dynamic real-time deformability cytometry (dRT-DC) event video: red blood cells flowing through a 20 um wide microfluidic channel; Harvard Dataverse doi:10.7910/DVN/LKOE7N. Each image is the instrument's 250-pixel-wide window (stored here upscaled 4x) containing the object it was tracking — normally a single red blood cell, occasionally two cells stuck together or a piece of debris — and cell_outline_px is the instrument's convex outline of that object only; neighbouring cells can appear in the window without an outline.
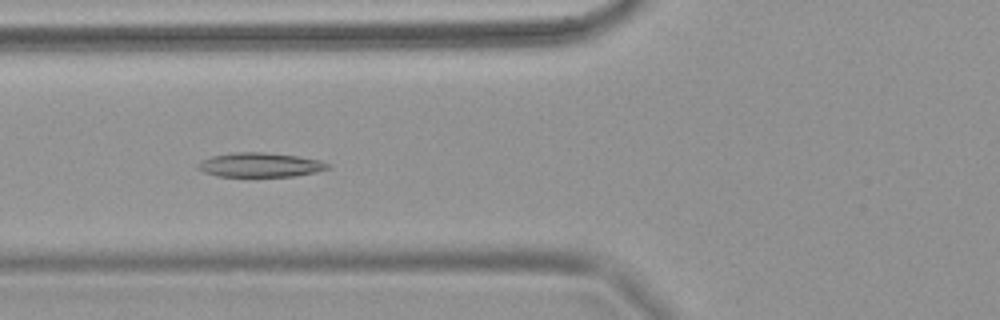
{"species": "common noctule bat (a hibernating species)", "species_latin": "Nyctalus noctula", "temperature_condition": "warm", "stored_images_in_passage": 32, "camera_frame_rate_fps": 3000, "um_per_image_px": 0.085, "animal": {"sex": "female", "body_mass_g": 18.4}, "frame": {"image": 1, "passage_image": 25, "time_ms": 8.0, "image_size_px": [1000, 320], "cell_outline_px": [[332, 164], [328, 168], [316, 172], [292, 176], [216, 176], [204, 172], [196, 168], [196, 164], [200, 160], [212, 156], [232, 152], [264, 152], [296, 156], [320, 160]], "centroid_in_image_um": [22.07, 14.01], "position_along_channel_um": 103.7, "area_um2": 18.44}}
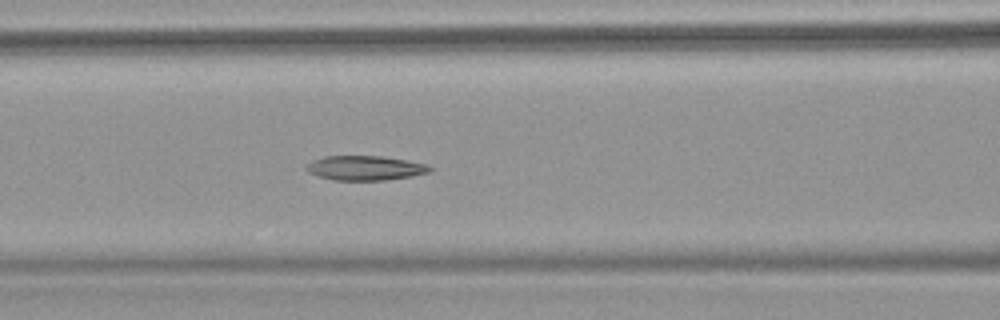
{"frame": {"image": 2, "passage_image": 28, "time_ms": 9.0, "image_size_px": [1000, 320], "cell_outline_px": [[432, 168], [428, 172], [412, 176], [384, 180], [332, 180], [308, 172], [304, 168], [312, 160], [324, 156], [380, 156], [428, 164]], "centroid_in_image_um": [31.01, 14.28], "position_along_channel_um": 135.6, "area_um2": 17.51}}
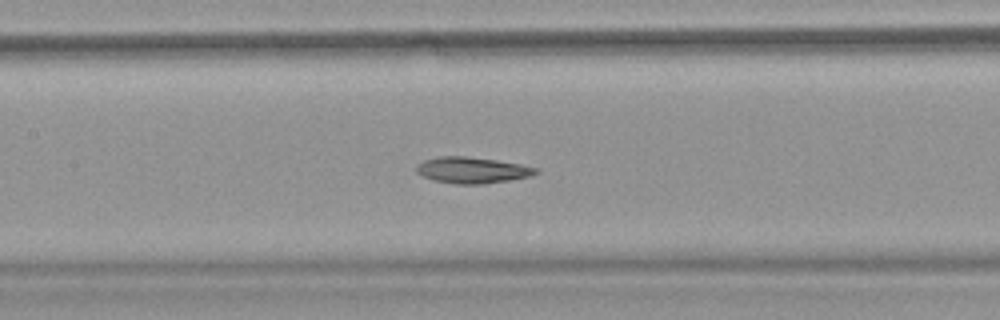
{"frame": {"image": 3, "passage_image": 31, "time_ms": 10.0, "image_size_px": [1000, 320], "cell_outline_px": [[540, 172], [532, 176], [484, 184], [456, 184], [432, 180], [416, 172], [416, 164], [424, 160], [440, 156], [464, 156], [496, 160], [520, 164], [536, 168]], "centroid_in_image_um": [40.12, 14.46], "position_along_channel_um": 167.3, "area_um2": 18.21}}